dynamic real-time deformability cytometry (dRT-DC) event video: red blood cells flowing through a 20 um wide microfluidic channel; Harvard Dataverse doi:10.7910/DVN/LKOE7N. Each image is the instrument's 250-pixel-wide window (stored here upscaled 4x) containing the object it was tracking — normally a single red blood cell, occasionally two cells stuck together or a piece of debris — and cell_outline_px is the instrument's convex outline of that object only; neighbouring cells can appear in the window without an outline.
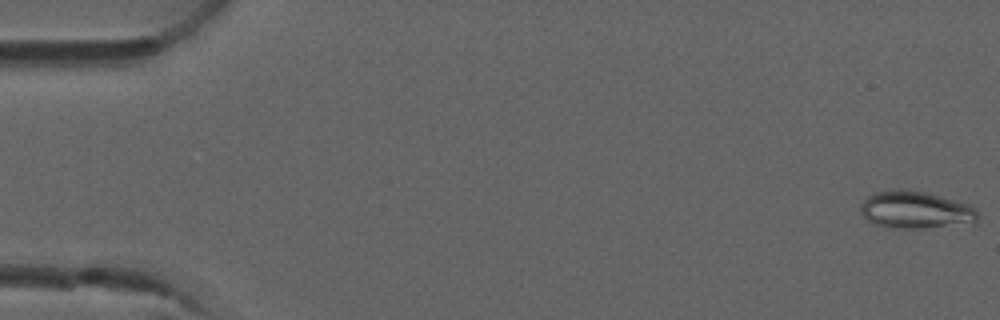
{"species": "common noctule bat (a hibernating species)", "species_latin": "Nyctalus noctula", "temperature_condition": "room temperature", "stored_images_in_passage": 5, "camera_frame_rate_fps": 3000, "um_per_image_px": 0.085, "animal": {"sex": "male", "forearm_length_mm": 52.5}, "frame": {"image": 1, "passage_image": 1, "time_ms": 0.0, "image_size_px": [1000, 320], "cell_outline_px": [[980, 216], [976, 220], [924, 228], [892, 228], [872, 224], [860, 212], [860, 204], [864, 196], [872, 192], [900, 188], [928, 192], [968, 204], [976, 208]], "centroid_in_image_um": [77.71, 17.8], "position_along_channel_um": 7.3, "area_um2": 25.61}}